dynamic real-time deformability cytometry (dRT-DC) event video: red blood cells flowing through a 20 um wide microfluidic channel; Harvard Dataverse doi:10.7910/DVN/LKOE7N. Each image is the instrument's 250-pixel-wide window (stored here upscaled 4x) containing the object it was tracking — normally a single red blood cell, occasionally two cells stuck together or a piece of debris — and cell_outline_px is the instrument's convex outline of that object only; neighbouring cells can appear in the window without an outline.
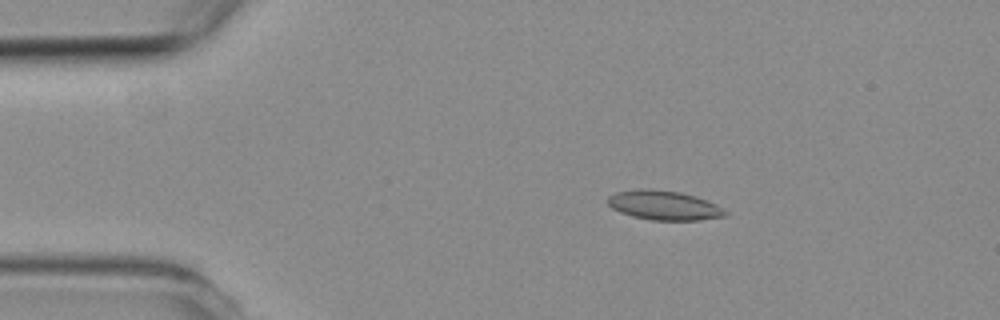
{"species": "common noctule bat (a hibernating species)", "species_latin": "Nyctalus noctula", "temperature_condition": "room temperature", "stored_images_in_passage": 3, "camera_frame_rate_fps": 3000, "um_per_image_px": 0.085, "animal": {"sex": "female", "body_mass_g": 19.3, "forearm_length_mm": 54.1}, "frame": {"image": 1, "passage_image": 1, "time_ms": 0.0, "image_size_px": [1000, 320], "cell_outline_px": [[728, 216], [700, 220], [652, 220], [632, 216], [620, 212], [612, 208], [608, 204], [608, 196], [616, 192], [640, 188], [648, 188], [680, 192], [696, 196], [716, 204], [728, 212]], "centroid_in_image_um": [56.45, 17.45], "position_along_channel_um": 28.5, "area_um2": 20.23}}
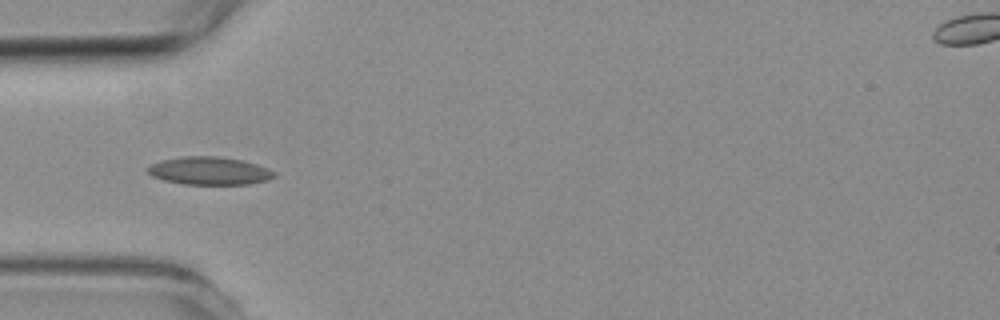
{"frame": {"image": 2, "passage_image": 3, "time_ms": 2.333, "image_size_px": [1000, 320], "cell_outline_px": [[276, 176], [268, 180], [248, 184], [184, 184], [164, 180], [152, 176], [144, 168], [160, 160], [184, 156], [216, 156], [240, 160], [256, 164], [268, 168], [276, 172]], "centroid_in_image_um": [17.79, 14.52], "position_along_channel_um": 67.2, "area_um2": 20.58}}